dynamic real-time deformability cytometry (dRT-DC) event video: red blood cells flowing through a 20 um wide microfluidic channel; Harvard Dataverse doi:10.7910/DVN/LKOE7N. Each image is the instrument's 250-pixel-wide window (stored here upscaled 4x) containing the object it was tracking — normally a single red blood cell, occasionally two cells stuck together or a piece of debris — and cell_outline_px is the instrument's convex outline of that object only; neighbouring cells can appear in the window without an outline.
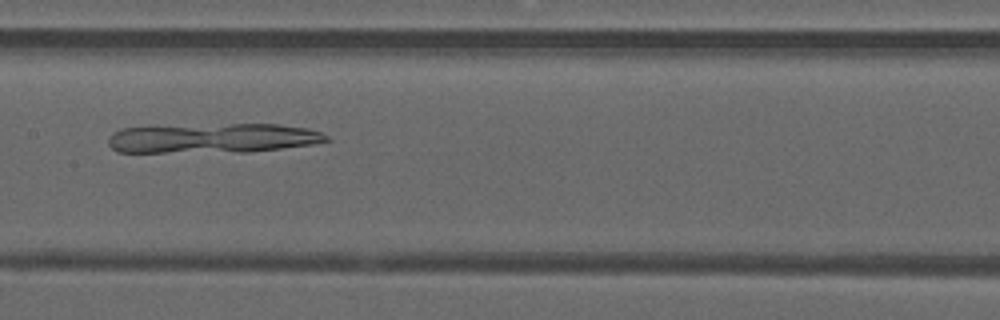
{"species": "common noctule bat (a hibernating species)", "species_latin": "Nyctalus noctula", "temperature_condition": "warm", "stored_images_in_passage": 49, "camera_frame_rate_fps": 3000, "um_per_image_px": 0.085, "animal": {"sex": "male", "forearm_length_mm": 52.5}, "frame": {"image": 1, "passage_image": 25, "time_ms": 8.0, "image_size_px": [1000, 320], "cell_outline_px": [[332, 140], [312, 144], [248, 152], [116, 152], [108, 144], [108, 136], [112, 132], [120, 128], [156, 124], [280, 124], [308, 128], [320, 132], [328, 136]], "centroid_in_image_um": [17.98, 11.72], "position_along_channel_um": 189.4, "area_um2": 38.73}}
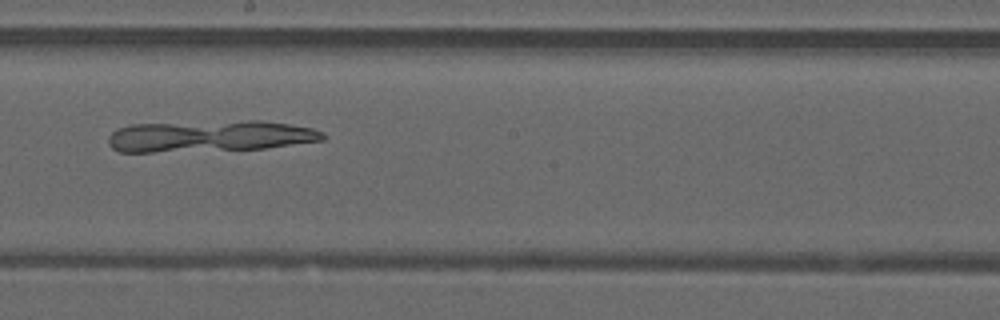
{"frame": {"image": 2, "passage_image": 28, "time_ms": 9.0, "image_size_px": [1000, 320], "cell_outline_px": [[328, 136], [324, 140], [264, 148], [152, 152], [120, 152], [112, 148], [108, 144], [108, 136], [116, 128], [132, 124], [248, 120], [260, 120], [288, 124], [312, 128], [324, 132]], "centroid_in_image_um": [17.81, 11.56], "position_along_channel_um": 230.4, "area_um2": 39.3}}